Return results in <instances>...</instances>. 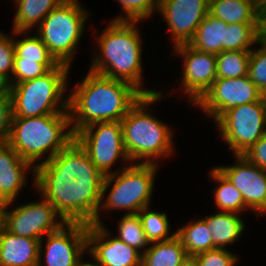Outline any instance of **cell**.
<instances>
[{
	"instance_id": "obj_42",
	"label": "cell",
	"mask_w": 266,
	"mask_h": 266,
	"mask_svg": "<svg viewBox=\"0 0 266 266\" xmlns=\"http://www.w3.org/2000/svg\"><path fill=\"white\" fill-rule=\"evenodd\" d=\"M179 266H195V265L193 263L192 258H189L186 262H184L183 264H181Z\"/></svg>"
},
{
	"instance_id": "obj_11",
	"label": "cell",
	"mask_w": 266,
	"mask_h": 266,
	"mask_svg": "<svg viewBox=\"0 0 266 266\" xmlns=\"http://www.w3.org/2000/svg\"><path fill=\"white\" fill-rule=\"evenodd\" d=\"M14 203L15 201L5 203L4 208V227L13 234L42 240L66 223L50 202L41 195L38 201L30 200L16 206Z\"/></svg>"
},
{
	"instance_id": "obj_38",
	"label": "cell",
	"mask_w": 266,
	"mask_h": 266,
	"mask_svg": "<svg viewBox=\"0 0 266 266\" xmlns=\"http://www.w3.org/2000/svg\"><path fill=\"white\" fill-rule=\"evenodd\" d=\"M242 155L249 162L266 171V134Z\"/></svg>"
},
{
	"instance_id": "obj_19",
	"label": "cell",
	"mask_w": 266,
	"mask_h": 266,
	"mask_svg": "<svg viewBox=\"0 0 266 266\" xmlns=\"http://www.w3.org/2000/svg\"><path fill=\"white\" fill-rule=\"evenodd\" d=\"M40 240L22 237L5 227L0 232V266H38Z\"/></svg>"
},
{
	"instance_id": "obj_26",
	"label": "cell",
	"mask_w": 266,
	"mask_h": 266,
	"mask_svg": "<svg viewBox=\"0 0 266 266\" xmlns=\"http://www.w3.org/2000/svg\"><path fill=\"white\" fill-rule=\"evenodd\" d=\"M212 17L233 23H258V12L249 0H209Z\"/></svg>"
},
{
	"instance_id": "obj_41",
	"label": "cell",
	"mask_w": 266,
	"mask_h": 266,
	"mask_svg": "<svg viewBox=\"0 0 266 266\" xmlns=\"http://www.w3.org/2000/svg\"><path fill=\"white\" fill-rule=\"evenodd\" d=\"M4 208L5 203L0 201V232L4 228Z\"/></svg>"
},
{
	"instance_id": "obj_35",
	"label": "cell",
	"mask_w": 266,
	"mask_h": 266,
	"mask_svg": "<svg viewBox=\"0 0 266 266\" xmlns=\"http://www.w3.org/2000/svg\"><path fill=\"white\" fill-rule=\"evenodd\" d=\"M12 34L0 31V83L4 86L11 78L14 69V30Z\"/></svg>"
},
{
	"instance_id": "obj_10",
	"label": "cell",
	"mask_w": 266,
	"mask_h": 266,
	"mask_svg": "<svg viewBox=\"0 0 266 266\" xmlns=\"http://www.w3.org/2000/svg\"><path fill=\"white\" fill-rule=\"evenodd\" d=\"M214 125L232 156L242 155L266 134V96L230 109Z\"/></svg>"
},
{
	"instance_id": "obj_17",
	"label": "cell",
	"mask_w": 266,
	"mask_h": 266,
	"mask_svg": "<svg viewBox=\"0 0 266 266\" xmlns=\"http://www.w3.org/2000/svg\"><path fill=\"white\" fill-rule=\"evenodd\" d=\"M233 165L215 166L242 194L246 206L259 218L266 216V171L243 155H233Z\"/></svg>"
},
{
	"instance_id": "obj_1",
	"label": "cell",
	"mask_w": 266,
	"mask_h": 266,
	"mask_svg": "<svg viewBox=\"0 0 266 266\" xmlns=\"http://www.w3.org/2000/svg\"><path fill=\"white\" fill-rule=\"evenodd\" d=\"M34 171V191L48 200L66 223L94 224L105 176L75 139Z\"/></svg>"
},
{
	"instance_id": "obj_28",
	"label": "cell",
	"mask_w": 266,
	"mask_h": 266,
	"mask_svg": "<svg viewBox=\"0 0 266 266\" xmlns=\"http://www.w3.org/2000/svg\"><path fill=\"white\" fill-rule=\"evenodd\" d=\"M152 206L138 212L145 236L149 243L167 241L174 237L171 223L166 212L151 210Z\"/></svg>"
},
{
	"instance_id": "obj_29",
	"label": "cell",
	"mask_w": 266,
	"mask_h": 266,
	"mask_svg": "<svg viewBox=\"0 0 266 266\" xmlns=\"http://www.w3.org/2000/svg\"><path fill=\"white\" fill-rule=\"evenodd\" d=\"M118 224L116 234L113 233L121 241L130 245L140 251L142 254L147 250L150 243L145 236L141 219L137 214H122V217H118Z\"/></svg>"
},
{
	"instance_id": "obj_25",
	"label": "cell",
	"mask_w": 266,
	"mask_h": 266,
	"mask_svg": "<svg viewBox=\"0 0 266 266\" xmlns=\"http://www.w3.org/2000/svg\"><path fill=\"white\" fill-rule=\"evenodd\" d=\"M189 258L185 248L173 237L167 241L150 243L142 254L141 266H179Z\"/></svg>"
},
{
	"instance_id": "obj_33",
	"label": "cell",
	"mask_w": 266,
	"mask_h": 266,
	"mask_svg": "<svg viewBox=\"0 0 266 266\" xmlns=\"http://www.w3.org/2000/svg\"><path fill=\"white\" fill-rule=\"evenodd\" d=\"M248 77L263 96H266V41L262 38L251 50Z\"/></svg>"
},
{
	"instance_id": "obj_7",
	"label": "cell",
	"mask_w": 266,
	"mask_h": 266,
	"mask_svg": "<svg viewBox=\"0 0 266 266\" xmlns=\"http://www.w3.org/2000/svg\"><path fill=\"white\" fill-rule=\"evenodd\" d=\"M71 68L60 63L41 77L4 85L11 95L13 117L69 113L68 77Z\"/></svg>"
},
{
	"instance_id": "obj_6",
	"label": "cell",
	"mask_w": 266,
	"mask_h": 266,
	"mask_svg": "<svg viewBox=\"0 0 266 266\" xmlns=\"http://www.w3.org/2000/svg\"><path fill=\"white\" fill-rule=\"evenodd\" d=\"M158 164L132 163L104 178L102 199L94 224H104L102 213L124 211V215L137 214L153 200ZM109 190V191H108ZM151 202V203H150ZM109 212V213H106Z\"/></svg>"
},
{
	"instance_id": "obj_5",
	"label": "cell",
	"mask_w": 266,
	"mask_h": 266,
	"mask_svg": "<svg viewBox=\"0 0 266 266\" xmlns=\"http://www.w3.org/2000/svg\"><path fill=\"white\" fill-rule=\"evenodd\" d=\"M74 139L69 113H59L13 117L8 144L35 168L53 158Z\"/></svg>"
},
{
	"instance_id": "obj_8",
	"label": "cell",
	"mask_w": 266,
	"mask_h": 266,
	"mask_svg": "<svg viewBox=\"0 0 266 266\" xmlns=\"http://www.w3.org/2000/svg\"><path fill=\"white\" fill-rule=\"evenodd\" d=\"M89 17V10L79 0H65L42 20L34 32L59 63L72 67Z\"/></svg>"
},
{
	"instance_id": "obj_14",
	"label": "cell",
	"mask_w": 266,
	"mask_h": 266,
	"mask_svg": "<svg viewBox=\"0 0 266 266\" xmlns=\"http://www.w3.org/2000/svg\"><path fill=\"white\" fill-rule=\"evenodd\" d=\"M171 50V55L179 56L181 67L183 66L179 86L174 89L181 90L180 93L185 95L184 98L187 97L188 104L190 102V106L194 105L217 79L216 55L199 51L189 44H182Z\"/></svg>"
},
{
	"instance_id": "obj_36",
	"label": "cell",
	"mask_w": 266,
	"mask_h": 266,
	"mask_svg": "<svg viewBox=\"0 0 266 266\" xmlns=\"http://www.w3.org/2000/svg\"><path fill=\"white\" fill-rule=\"evenodd\" d=\"M238 254L230 249H213L192 257L195 266H236L239 262Z\"/></svg>"
},
{
	"instance_id": "obj_43",
	"label": "cell",
	"mask_w": 266,
	"mask_h": 266,
	"mask_svg": "<svg viewBox=\"0 0 266 266\" xmlns=\"http://www.w3.org/2000/svg\"><path fill=\"white\" fill-rule=\"evenodd\" d=\"M82 266H93L88 260Z\"/></svg>"
},
{
	"instance_id": "obj_32",
	"label": "cell",
	"mask_w": 266,
	"mask_h": 266,
	"mask_svg": "<svg viewBox=\"0 0 266 266\" xmlns=\"http://www.w3.org/2000/svg\"><path fill=\"white\" fill-rule=\"evenodd\" d=\"M122 12L110 20L141 21L150 19L158 13L160 0H115ZM153 14V15H152Z\"/></svg>"
},
{
	"instance_id": "obj_21",
	"label": "cell",
	"mask_w": 266,
	"mask_h": 266,
	"mask_svg": "<svg viewBox=\"0 0 266 266\" xmlns=\"http://www.w3.org/2000/svg\"><path fill=\"white\" fill-rule=\"evenodd\" d=\"M15 14L11 30L32 31L65 0H12Z\"/></svg>"
},
{
	"instance_id": "obj_45",
	"label": "cell",
	"mask_w": 266,
	"mask_h": 266,
	"mask_svg": "<svg viewBox=\"0 0 266 266\" xmlns=\"http://www.w3.org/2000/svg\"><path fill=\"white\" fill-rule=\"evenodd\" d=\"M4 89V86L0 83V91Z\"/></svg>"
},
{
	"instance_id": "obj_34",
	"label": "cell",
	"mask_w": 266,
	"mask_h": 266,
	"mask_svg": "<svg viewBox=\"0 0 266 266\" xmlns=\"http://www.w3.org/2000/svg\"><path fill=\"white\" fill-rule=\"evenodd\" d=\"M60 63H36L30 60H14L12 78L5 85L32 80L48 73Z\"/></svg>"
},
{
	"instance_id": "obj_18",
	"label": "cell",
	"mask_w": 266,
	"mask_h": 266,
	"mask_svg": "<svg viewBox=\"0 0 266 266\" xmlns=\"http://www.w3.org/2000/svg\"><path fill=\"white\" fill-rule=\"evenodd\" d=\"M34 170L8 143L0 145V201L16 202L29 181V172L33 176L31 186L34 188Z\"/></svg>"
},
{
	"instance_id": "obj_13",
	"label": "cell",
	"mask_w": 266,
	"mask_h": 266,
	"mask_svg": "<svg viewBox=\"0 0 266 266\" xmlns=\"http://www.w3.org/2000/svg\"><path fill=\"white\" fill-rule=\"evenodd\" d=\"M263 97L248 75L216 79L194 107L201 109L206 118H211L215 124L230 109L260 101Z\"/></svg>"
},
{
	"instance_id": "obj_3",
	"label": "cell",
	"mask_w": 266,
	"mask_h": 266,
	"mask_svg": "<svg viewBox=\"0 0 266 266\" xmlns=\"http://www.w3.org/2000/svg\"><path fill=\"white\" fill-rule=\"evenodd\" d=\"M69 88L68 112L74 135L97 122L121 121L143 94L133 85L88 70Z\"/></svg>"
},
{
	"instance_id": "obj_20",
	"label": "cell",
	"mask_w": 266,
	"mask_h": 266,
	"mask_svg": "<svg viewBox=\"0 0 266 266\" xmlns=\"http://www.w3.org/2000/svg\"><path fill=\"white\" fill-rule=\"evenodd\" d=\"M202 218L212 235L213 245L219 249H228L229 245L237 244L247 229L243 217L237 213L215 211Z\"/></svg>"
},
{
	"instance_id": "obj_23",
	"label": "cell",
	"mask_w": 266,
	"mask_h": 266,
	"mask_svg": "<svg viewBox=\"0 0 266 266\" xmlns=\"http://www.w3.org/2000/svg\"><path fill=\"white\" fill-rule=\"evenodd\" d=\"M208 177L215 183L212 195L217 211L232 212L245 215L249 211L255 215L245 204L242 194L234 185L215 167L208 172Z\"/></svg>"
},
{
	"instance_id": "obj_40",
	"label": "cell",
	"mask_w": 266,
	"mask_h": 266,
	"mask_svg": "<svg viewBox=\"0 0 266 266\" xmlns=\"http://www.w3.org/2000/svg\"><path fill=\"white\" fill-rule=\"evenodd\" d=\"M253 8L258 12L263 6L266 5V0H249Z\"/></svg>"
},
{
	"instance_id": "obj_2",
	"label": "cell",
	"mask_w": 266,
	"mask_h": 266,
	"mask_svg": "<svg viewBox=\"0 0 266 266\" xmlns=\"http://www.w3.org/2000/svg\"><path fill=\"white\" fill-rule=\"evenodd\" d=\"M141 21L109 20L103 31L93 28L97 39L91 58L90 71L105 77L121 80L133 85L143 95H154L162 91L147 89L143 76V45L139 31Z\"/></svg>"
},
{
	"instance_id": "obj_39",
	"label": "cell",
	"mask_w": 266,
	"mask_h": 266,
	"mask_svg": "<svg viewBox=\"0 0 266 266\" xmlns=\"http://www.w3.org/2000/svg\"><path fill=\"white\" fill-rule=\"evenodd\" d=\"M258 31L261 37L266 33V5L258 11Z\"/></svg>"
},
{
	"instance_id": "obj_24",
	"label": "cell",
	"mask_w": 266,
	"mask_h": 266,
	"mask_svg": "<svg viewBox=\"0 0 266 266\" xmlns=\"http://www.w3.org/2000/svg\"><path fill=\"white\" fill-rule=\"evenodd\" d=\"M174 237L192 258L200 253L216 249L206 221L199 217L174 230Z\"/></svg>"
},
{
	"instance_id": "obj_12",
	"label": "cell",
	"mask_w": 266,
	"mask_h": 266,
	"mask_svg": "<svg viewBox=\"0 0 266 266\" xmlns=\"http://www.w3.org/2000/svg\"><path fill=\"white\" fill-rule=\"evenodd\" d=\"M88 226L65 223L56 232L47 234L40 240L38 266H82L87 262L84 256Z\"/></svg>"
},
{
	"instance_id": "obj_44",
	"label": "cell",
	"mask_w": 266,
	"mask_h": 266,
	"mask_svg": "<svg viewBox=\"0 0 266 266\" xmlns=\"http://www.w3.org/2000/svg\"><path fill=\"white\" fill-rule=\"evenodd\" d=\"M262 39L266 41V33L262 36Z\"/></svg>"
},
{
	"instance_id": "obj_15",
	"label": "cell",
	"mask_w": 266,
	"mask_h": 266,
	"mask_svg": "<svg viewBox=\"0 0 266 266\" xmlns=\"http://www.w3.org/2000/svg\"><path fill=\"white\" fill-rule=\"evenodd\" d=\"M170 33L172 48L188 44L209 14V0H160L158 13Z\"/></svg>"
},
{
	"instance_id": "obj_30",
	"label": "cell",
	"mask_w": 266,
	"mask_h": 266,
	"mask_svg": "<svg viewBox=\"0 0 266 266\" xmlns=\"http://www.w3.org/2000/svg\"><path fill=\"white\" fill-rule=\"evenodd\" d=\"M251 51H222L216 55L217 79L239 78L248 75Z\"/></svg>"
},
{
	"instance_id": "obj_4",
	"label": "cell",
	"mask_w": 266,
	"mask_h": 266,
	"mask_svg": "<svg viewBox=\"0 0 266 266\" xmlns=\"http://www.w3.org/2000/svg\"><path fill=\"white\" fill-rule=\"evenodd\" d=\"M167 92L143 95L121 120L125 151L132 163L161 165L160 160L176 151L175 129L151 113L152 105L175 94L172 89Z\"/></svg>"
},
{
	"instance_id": "obj_27",
	"label": "cell",
	"mask_w": 266,
	"mask_h": 266,
	"mask_svg": "<svg viewBox=\"0 0 266 266\" xmlns=\"http://www.w3.org/2000/svg\"><path fill=\"white\" fill-rule=\"evenodd\" d=\"M21 36L23 38H19ZM14 48V60H30L36 63H59L34 32L14 31Z\"/></svg>"
},
{
	"instance_id": "obj_16",
	"label": "cell",
	"mask_w": 266,
	"mask_h": 266,
	"mask_svg": "<svg viewBox=\"0 0 266 266\" xmlns=\"http://www.w3.org/2000/svg\"><path fill=\"white\" fill-rule=\"evenodd\" d=\"M106 224H90L87 231V256L93 266H141L142 253L127 245Z\"/></svg>"
},
{
	"instance_id": "obj_31",
	"label": "cell",
	"mask_w": 266,
	"mask_h": 266,
	"mask_svg": "<svg viewBox=\"0 0 266 266\" xmlns=\"http://www.w3.org/2000/svg\"><path fill=\"white\" fill-rule=\"evenodd\" d=\"M258 23H233L226 27V51H251L261 39Z\"/></svg>"
},
{
	"instance_id": "obj_22",
	"label": "cell",
	"mask_w": 266,
	"mask_h": 266,
	"mask_svg": "<svg viewBox=\"0 0 266 266\" xmlns=\"http://www.w3.org/2000/svg\"><path fill=\"white\" fill-rule=\"evenodd\" d=\"M227 25L224 21L208 14L199 24L193 39L188 44L199 51L215 55L226 51Z\"/></svg>"
},
{
	"instance_id": "obj_9",
	"label": "cell",
	"mask_w": 266,
	"mask_h": 266,
	"mask_svg": "<svg viewBox=\"0 0 266 266\" xmlns=\"http://www.w3.org/2000/svg\"><path fill=\"white\" fill-rule=\"evenodd\" d=\"M75 140L104 176L132 164L125 151L121 121L90 124L75 134ZM119 161L121 164L114 170Z\"/></svg>"
},
{
	"instance_id": "obj_37",
	"label": "cell",
	"mask_w": 266,
	"mask_h": 266,
	"mask_svg": "<svg viewBox=\"0 0 266 266\" xmlns=\"http://www.w3.org/2000/svg\"><path fill=\"white\" fill-rule=\"evenodd\" d=\"M13 118L12 101L9 91H0V145L7 144Z\"/></svg>"
}]
</instances>
